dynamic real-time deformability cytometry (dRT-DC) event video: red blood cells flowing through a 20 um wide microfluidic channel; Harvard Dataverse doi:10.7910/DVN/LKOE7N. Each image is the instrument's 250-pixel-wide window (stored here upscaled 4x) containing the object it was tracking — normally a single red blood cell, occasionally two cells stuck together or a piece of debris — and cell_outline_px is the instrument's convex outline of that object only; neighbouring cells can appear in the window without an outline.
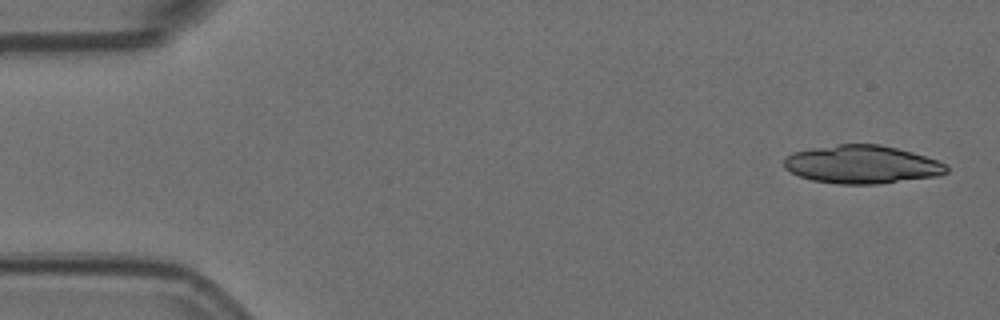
{"species": "Egyptian fruit bat (a non-hibernating species)", "species_latin": "Rousettus aegyptiacus", "temperature_condition": "room temperature", "stored_images_in_passage": 5, "camera_frame_rate_fps": 3000, "um_per_image_px": 0.085, "animal": {"sex": "female"}, "frame": {"image": 1, "passage_image": 1, "time_ms": 0.0, "image_size_px": [1000, 320], "cell_outline_px": [[948, 172], [936, 176], [876, 184], [836, 184], [812, 180], [800, 176], [784, 168], [784, 160], [792, 152], [812, 148], [840, 144], [880, 144], [912, 152], [948, 164]], "centroid_in_image_um": [73.26, 13.98], "position_along_channel_um": 11.7, "area_um2": 36.01}}